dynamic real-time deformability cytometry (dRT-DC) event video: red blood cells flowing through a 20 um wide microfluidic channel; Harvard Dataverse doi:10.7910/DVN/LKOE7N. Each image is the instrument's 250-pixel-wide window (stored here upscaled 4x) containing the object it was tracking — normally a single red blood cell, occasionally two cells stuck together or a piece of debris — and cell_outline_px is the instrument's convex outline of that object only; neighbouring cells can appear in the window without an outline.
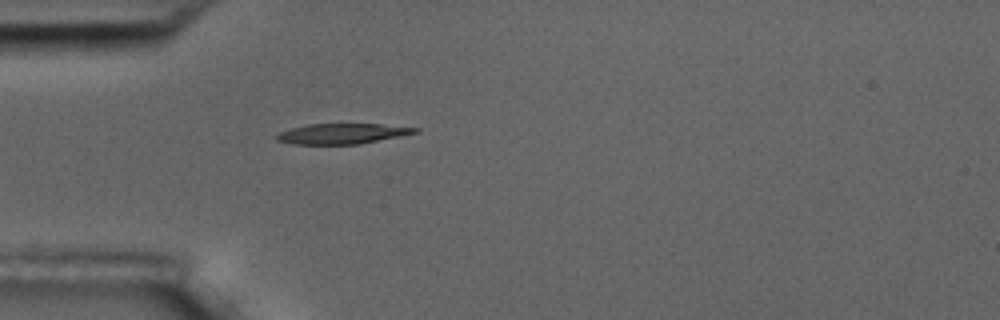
{"species": "common noctule bat (a hibernating species)", "species_latin": "Nyctalus noctula", "temperature_condition": "room temperature", "stored_images_in_passage": 4, "camera_frame_rate_fps": 3000, "um_per_image_px": 0.085, "animal": {"sex": "male", "body_mass_g": 17.5, "forearm_length_mm": 52.3}, "frame": {"image": 1, "passage_image": 4, "time_ms": 4.0, "image_size_px": [1000, 320], "cell_outline_px": [[420, 132], [360, 144], [292, 144], [276, 140], [272, 136], [280, 132], [292, 128], [308, 124], [380, 124], [420, 128]], "centroid_in_image_um": [29.08, 11.36], "position_along_channel_um": 55.9, "area_um2": 16.47}}